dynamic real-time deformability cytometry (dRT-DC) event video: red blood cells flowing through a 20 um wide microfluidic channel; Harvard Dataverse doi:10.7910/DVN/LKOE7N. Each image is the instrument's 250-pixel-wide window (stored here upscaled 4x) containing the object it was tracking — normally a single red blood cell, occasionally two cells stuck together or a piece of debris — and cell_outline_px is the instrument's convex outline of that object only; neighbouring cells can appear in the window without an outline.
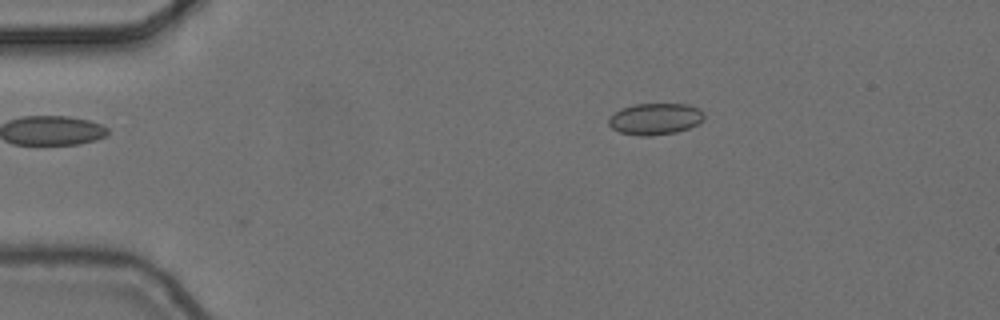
{"species": "common noctule bat (a hibernating species)", "species_latin": "Nyctalus noctula", "temperature_condition": "cold", "stored_images_in_passage": 3, "camera_frame_rate_fps": 3000, "um_per_image_px": 0.085, "animal": {"sex": "female", "body_mass_g": 24.6, "forearm_length_mm": 56.2}, "frame": {"image": 1, "passage_image": 3, "time_ms": 0.667, "image_size_px": [1000, 320], "cell_outline_px": [[704, 120], [688, 128], [676, 132], [648, 136], [640, 136], [620, 132], [612, 128], [608, 124], [608, 120], [616, 112], [632, 104], [688, 104], [700, 108], [704, 112]], "centroid_in_image_um": [55.73, 10.1], "position_along_channel_um": 29.3, "area_um2": 17.46}}